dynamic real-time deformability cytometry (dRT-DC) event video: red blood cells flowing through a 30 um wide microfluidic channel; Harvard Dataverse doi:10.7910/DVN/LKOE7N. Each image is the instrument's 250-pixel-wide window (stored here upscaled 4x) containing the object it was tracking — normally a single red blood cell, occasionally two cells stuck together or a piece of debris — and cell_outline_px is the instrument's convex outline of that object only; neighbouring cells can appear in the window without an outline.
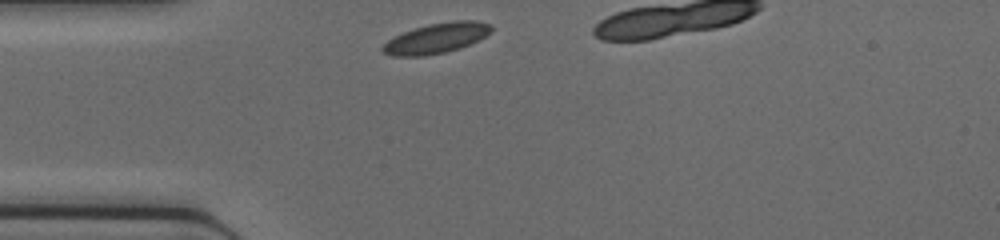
{"species": "common noctule bat (a hibernating species)", "species_latin": "Nyctalus noctula", "temperature_condition": "cold", "stored_images_in_passage": 9, "camera_frame_rate_fps": 3000, "um_per_image_px": 0.085, "animal": {"sex": "female", "body_mass_g": 17.0, "forearm_length_mm": 48.0}, "frame": {"image": 1, "passage_image": 1, "time_ms": 0.0, "image_size_px": [1000, 240], "cell_outline_px": [[492, 32], [460, 48], [444, 52], [424, 56], [392, 56], [384, 52], [380, 48], [388, 40], [404, 32], [428, 24], [452, 20], [476, 20], [492, 24]], "centroid_in_image_um": [37.11, 3.23], "position_along_channel_um": 47.9, "area_um2": 18.96}}
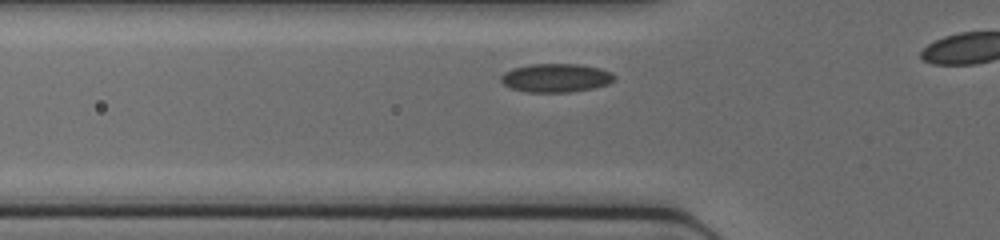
{"frame": {"image": 2, "passage_image": 4, "time_ms": 1.0, "image_size_px": [1000, 240], "cell_outline_px": [[616, 80], [608, 84], [592, 88], [572, 92], [524, 92], [508, 88], [500, 80], [500, 76], [504, 72], [512, 68], [528, 64], [580, 64], [600, 68], [612, 72], [616, 76]], "centroid_in_image_um": [47.24, 6.62], "position_along_channel_um": 78.6, "area_um2": 19.25}}
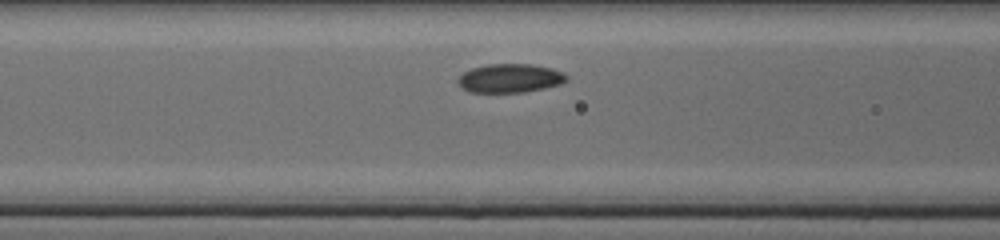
{"frame": {"image": 3, "passage_image": 7, "time_ms": 2.0, "image_size_px": [1000, 240], "cell_outline_px": [[568, 80], [560, 84], [544, 88], [524, 92], [468, 92], [456, 80], [464, 72], [472, 68], [488, 64], [532, 64], [552, 68], [564, 72], [568, 76]], "centroid_in_image_um": [43.39, 6.64], "position_along_channel_um": 123.2, "area_um2": 18.21}}